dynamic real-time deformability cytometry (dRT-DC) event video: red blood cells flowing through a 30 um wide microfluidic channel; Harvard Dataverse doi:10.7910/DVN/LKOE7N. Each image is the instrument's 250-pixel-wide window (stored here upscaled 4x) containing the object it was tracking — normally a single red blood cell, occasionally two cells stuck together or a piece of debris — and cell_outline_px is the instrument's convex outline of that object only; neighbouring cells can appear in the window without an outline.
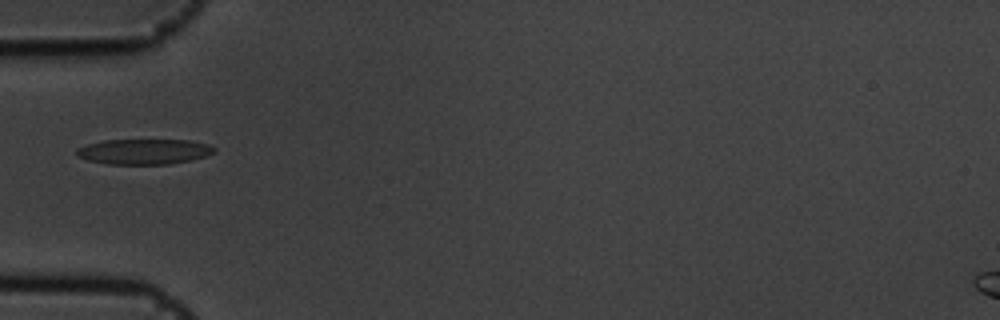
{"species": "common noctule bat (a hibernating species)", "species_latin": "Nyctalus noctula", "temperature_condition": "cold", "stored_images_in_passage": 1, "camera_frame_rate_fps": 3000, "um_per_image_px": 0.085, "animal": {"sex": "male", "body_mass_g": 19.5, "forearm_length_mm": 54.6}, "frame": {"image": 1, "passage_image": 1, "time_ms": 0.0, "image_size_px": [1000, 320], "cell_outline_px": [[216, 152], [192, 160], [168, 164], [108, 164], [88, 160], [76, 156], [76, 148], [88, 144], [104, 140], [188, 140], [208, 144], [216, 148]], "centroid_in_image_um": [12.24, 12.88], "position_along_channel_um": 72.8, "area_um2": 20.35}}